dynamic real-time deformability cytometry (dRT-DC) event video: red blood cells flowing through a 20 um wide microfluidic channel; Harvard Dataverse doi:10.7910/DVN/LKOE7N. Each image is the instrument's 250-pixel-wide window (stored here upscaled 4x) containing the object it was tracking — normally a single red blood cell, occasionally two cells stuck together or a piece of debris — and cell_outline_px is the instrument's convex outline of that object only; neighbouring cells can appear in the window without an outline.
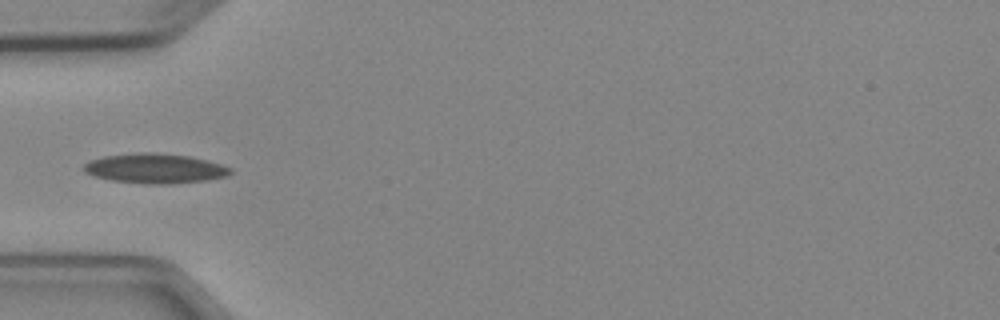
{"species": "Egyptian fruit bat (a non-hibernating species)", "species_latin": "Rousettus aegyptiacus", "temperature_condition": "cold", "stored_images_in_passage": 5, "camera_frame_rate_fps": 3000, "um_per_image_px": 0.085, "animal": {"sex": "female"}, "frame": {"image": 1, "passage_image": 5, "time_ms": 4.667, "image_size_px": [1000, 320], "cell_outline_px": [[232, 172], [228, 176], [208, 180], [168, 184], [144, 184], [112, 180], [96, 176], [84, 172], [84, 164], [92, 160], [104, 156], [136, 152], [156, 152], [192, 156], [208, 160], [232, 168]], "centroid_in_image_um": [13.22, 14.31], "position_along_channel_um": 71.8, "area_um2": 25.61}}